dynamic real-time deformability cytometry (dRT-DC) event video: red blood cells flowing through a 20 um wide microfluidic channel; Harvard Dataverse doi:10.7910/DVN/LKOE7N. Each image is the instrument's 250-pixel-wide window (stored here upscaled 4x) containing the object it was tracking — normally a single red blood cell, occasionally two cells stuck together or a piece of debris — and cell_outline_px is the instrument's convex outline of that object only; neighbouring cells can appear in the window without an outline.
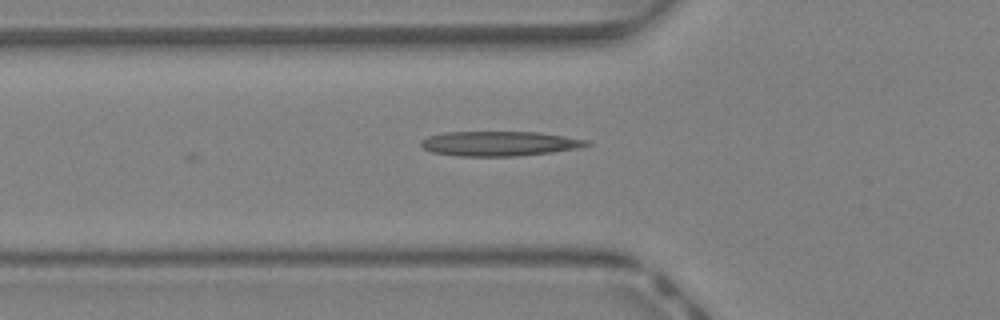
{"species": "Egyptian fruit bat (a non-hibernating species)", "species_latin": "Rousettus aegyptiacus", "temperature_condition": "warm", "stored_images_in_passage": 17, "camera_frame_rate_fps": 3000, "um_per_image_px": 0.085, "animal": {"sex": "female"}, "frame": {"image": 1, "passage_image": 2, "time_ms": 0.333, "image_size_px": [1000, 320], "cell_outline_px": [[592, 144], [584, 148], [552, 152], [516, 156], [460, 156], [432, 152], [424, 148], [420, 144], [420, 140], [428, 136], [444, 132], [536, 132], [564, 136], [588, 140]], "centroid_in_image_um": [42.48, 12.2], "position_along_channel_um": 83.3, "area_um2": 23.99}}
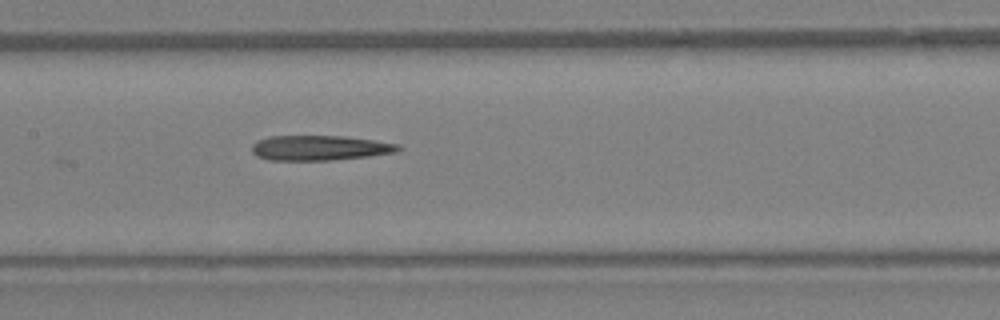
{"frame": {"image": 2, "passage_image": 8, "time_ms": 2.333, "image_size_px": [1000, 320], "cell_outline_px": [[404, 148], [396, 152], [368, 156], [328, 160], [268, 160], [256, 156], [252, 152], [252, 144], [256, 140], [268, 136], [344, 136], [400, 144]], "centroid_in_image_um": [27.15, 12.56], "position_along_channel_um": 180.2, "area_um2": 21.39}}
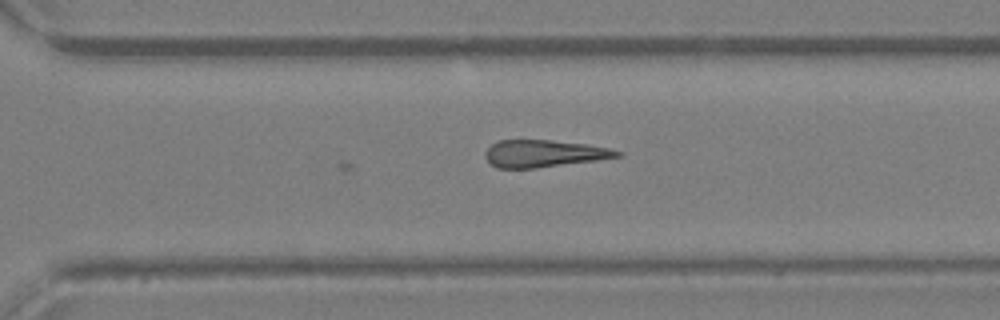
{"frame": {"image": 3, "passage_image": 17, "time_ms": 5.333, "image_size_px": [1000, 320], "cell_outline_px": [[620, 156], [596, 160], [536, 168], [496, 168], [484, 156], [484, 152], [492, 144], [500, 140], [552, 140], [584, 144], [608, 148], [620, 152]], "centroid_in_image_um": [46.17, 13.05], "position_along_channel_um": 324.4, "area_um2": 20.58}}